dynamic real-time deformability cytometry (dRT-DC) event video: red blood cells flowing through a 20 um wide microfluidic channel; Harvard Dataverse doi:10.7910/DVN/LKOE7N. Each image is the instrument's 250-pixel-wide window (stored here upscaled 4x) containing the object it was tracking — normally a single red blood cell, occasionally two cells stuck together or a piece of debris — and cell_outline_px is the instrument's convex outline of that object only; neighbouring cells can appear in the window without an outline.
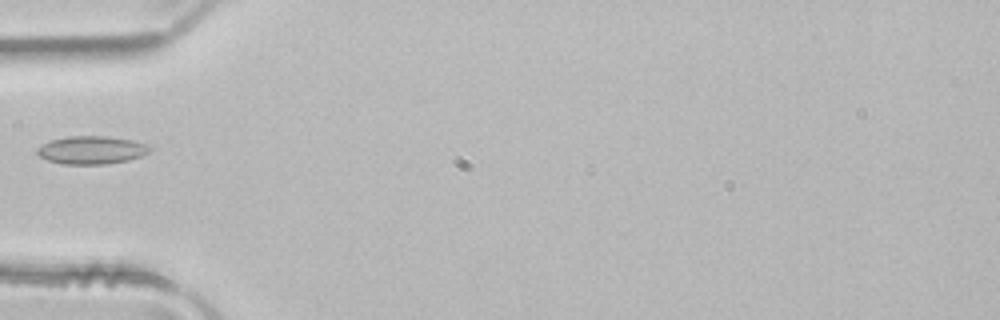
{"species": "common noctule bat (a hibernating species)", "species_latin": "Nyctalus noctula", "temperature_condition": "room temperature", "stored_images_in_passage": 8, "camera_frame_rate_fps": 3000, "um_per_image_px": 0.085, "animal": {"sex": "male", "body_mass_g": 21.5, "forearm_length_mm": 52.0}, "frame": {"image": 1, "passage_image": 1, "time_ms": 0.0, "image_size_px": [1000, 320], "cell_outline_px": [[152, 148], [148, 152], [140, 156], [128, 160], [108, 164], [60, 164], [48, 160], [40, 156], [36, 152], [36, 148], [52, 140], [68, 136], [108, 136], [132, 140], [144, 144]], "centroid_in_image_um": [7.76, 12.76], "position_along_channel_um": 77.2, "area_um2": 18.26}}
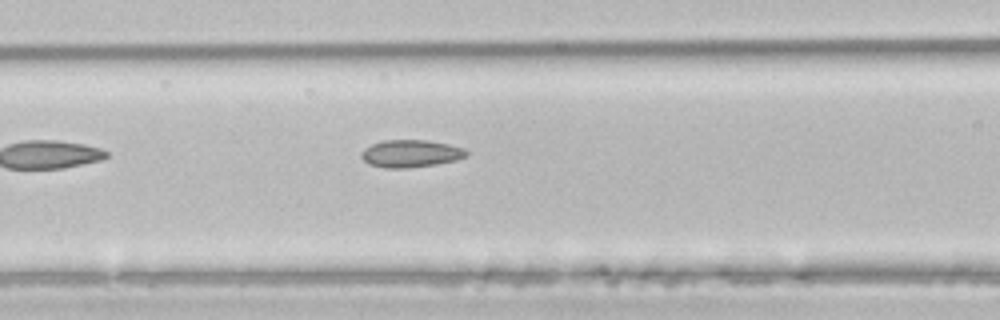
{"frame": {"image": 2, "passage_image": 5, "time_ms": 1.333, "image_size_px": [1000, 320], "cell_outline_px": [[468, 156], [456, 160], [436, 164], [408, 168], [384, 168], [368, 164], [360, 156], [360, 152], [364, 148], [372, 144], [384, 140], [428, 140], [448, 144], [464, 148], [468, 152]], "centroid_in_image_um": [34.9, 13.05], "position_along_channel_um": 131.7, "area_um2": 16.94}}